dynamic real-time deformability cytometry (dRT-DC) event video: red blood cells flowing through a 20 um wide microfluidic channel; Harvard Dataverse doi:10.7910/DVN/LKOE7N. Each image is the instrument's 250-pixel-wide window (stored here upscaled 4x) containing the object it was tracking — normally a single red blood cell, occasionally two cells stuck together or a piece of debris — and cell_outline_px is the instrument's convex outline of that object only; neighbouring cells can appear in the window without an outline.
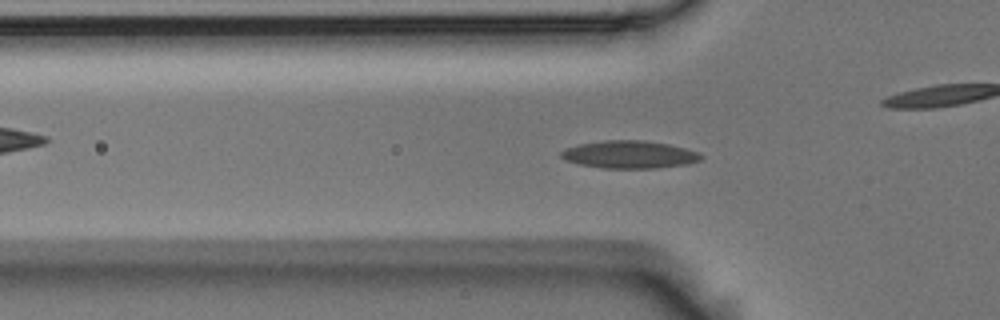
{"species": "Egyptian fruit bat (a non-hibernating species)", "species_latin": "Rousettus aegyptiacus", "temperature_condition": "room temperature", "stored_images_in_passage": 55, "camera_frame_rate_fps": 3000, "um_per_image_px": 0.085, "animal": {"sex": "male"}, "frame": {"image": 1, "passage_image": 17, "time_ms": 5.333, "image_size_px": [1000, 320], "cell_outline_px": [[704, 156], [700, 160], [688, 164], [656, 168], [604, 168], [580, 164], [568, 160], [560, 156], [560, 152], [564, 148], [580, 144], [604, 140], [644, 140], [668, 144], [700, 152]], "centroid_in_image_um": [53.53, 13.13], "position_along_channel_um": 72.3, "area_um2": 22.48}}
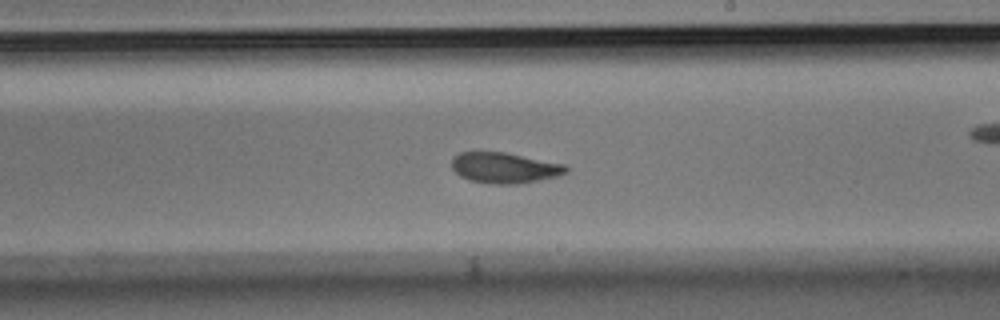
{"frame": {"image": 2, "passage_image": 31, "time_ms": 10.0, "image_size_px": [1000, 320], "cell_outline_px": [[568, 172], [556, 176], [540, 180], [516, 184], [488, 184], [468, 180], [460, 176], [452, 168], [452, 156], [460, 152], [504, 152], [564, 164], [568, 168]], "centroid_in_image_um": [42.85, 14.27], "position_along_channel_um": 246.2, "area_um2": 20.46}}
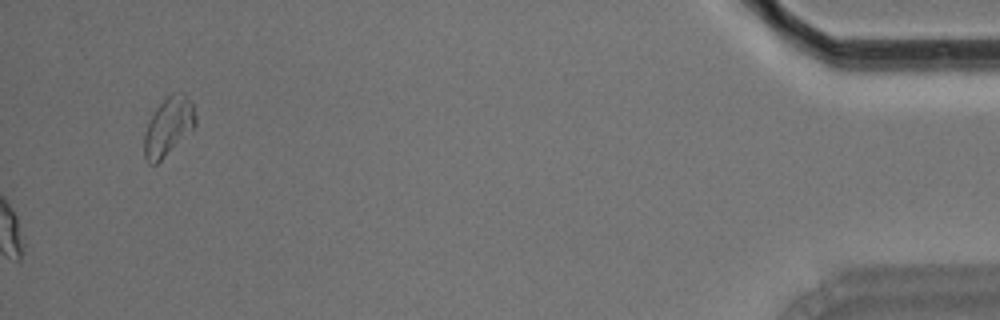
{"frame": {"image": 3, "passage_image": 55, "time_ms": 18.0, "image_size_px": [1000, 320], "cell_outline_px": [[196, 124], [156, 164], [148, 164], [144, 156], [144, 132], [156, 108], [172, 92], [184, 92], [192, 100], [196, 116]], "centroid_in_image_um": [14.31, 10.71], "position_along_channel_um": 420.9, "area_um2": 17.11}, "authors_computed_cell_mechanics": {"area_um2": 20.4612, "velocity_mm_per_s": 3.7152, "shape_relaxation_time_tau1_ms": 5.7214, "shape_relaxation_time_tau2_ms": 2.6281, "deformation_change_tau1": 0.1407, "deformation_change_tau2": 0.0882}}